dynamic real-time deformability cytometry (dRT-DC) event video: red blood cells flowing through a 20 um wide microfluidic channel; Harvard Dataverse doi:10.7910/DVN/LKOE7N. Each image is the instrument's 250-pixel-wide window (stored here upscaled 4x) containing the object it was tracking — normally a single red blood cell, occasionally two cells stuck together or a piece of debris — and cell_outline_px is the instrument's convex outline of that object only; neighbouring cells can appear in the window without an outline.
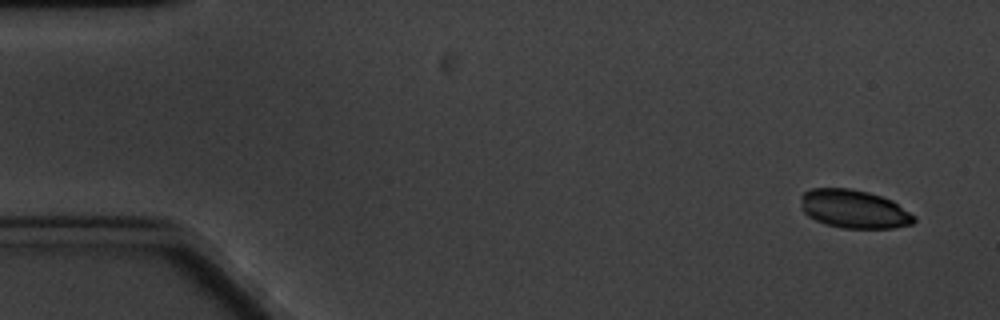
{"species": "common noctule bat (a hibernating species)", "species_latin": "Nyctalus noctula", "temperature_condition": "cold", "stored_images_in_passage": 5, "camera_frame_rate_fps": 3000, "um_per_image_px": 0.085, "animal": {"sex": "male", "body_mass_g": 20.1, "forearm_length_mm": 53.5}, "frame": {"image": 1, "passage_image": 1, "time_ms": 0.0, "image_size_px": [1000, 320], "cell_outline_px": [[916, 220], [912, 224], [892, 228], [844, 228], [828, 224], [816, 220], [808, 216], [804, 212], [800, 196], [804, 192], [812, 188], [848, 188], [868, 192], [892, 200], [916, 216]], "centroid_in_image_um": [72.61, 17.76], "position_along_channel_um": 12.4, "area_um2": 25.2}}